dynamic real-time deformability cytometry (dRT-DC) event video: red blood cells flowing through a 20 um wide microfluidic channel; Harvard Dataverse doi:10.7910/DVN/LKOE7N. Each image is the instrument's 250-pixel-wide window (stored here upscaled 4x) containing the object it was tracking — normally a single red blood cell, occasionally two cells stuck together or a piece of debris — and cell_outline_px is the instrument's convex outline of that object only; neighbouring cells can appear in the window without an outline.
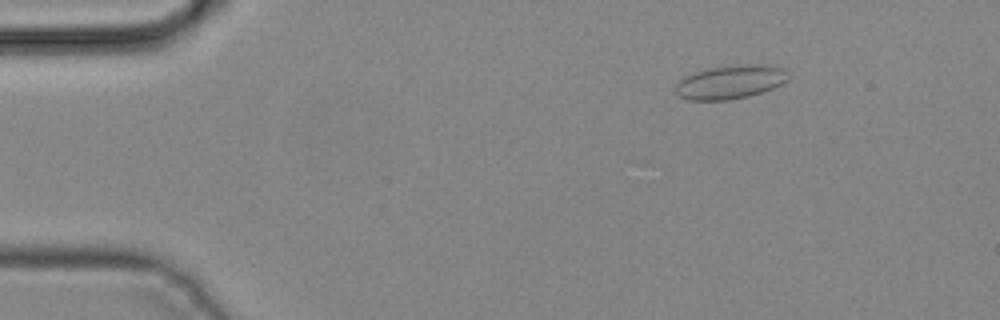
{"species": "common noctule bat (a hibernating species)", "species_latin": "Nyctalus noctula", "temperature_condition": "cold", "stored_images_in_passage": 12, "camera_frame_rate_fps": 3000, "um_per_image_px": 0.085, "animal": {"sex": "male", "body_mass_g": 19.2, "forearm_length_mm": 51.8}, "frame": {"image": 1, "passage_image": 1, "time_ms": 0.0, "image_size_px": [1000, 320], "cell_outline_px": [[788, 80], [772, 88], [748, 96], [728, 100], [688, 100], [680, 96], [676, 92], [676, 84], [684, 76], [708, 68], [748, 64], [776, 64], [784, 68], [788, 72]], "centroid_in_image_um": [62.12, 6.95], "position_along_channel_um": 22.9, "area_um2": 22.14}}
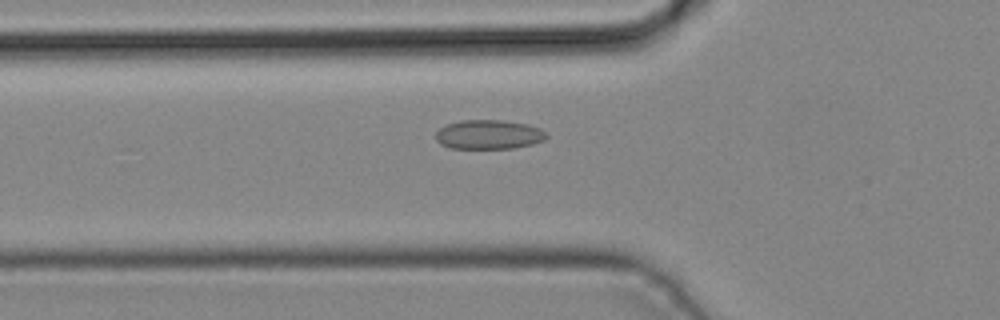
{"frame": {"image": 2, "passage_image": 10, "time_ms": 3.0, "image_size_px": [1000, 320], "cell_outline_px": [[548, 136], [544, 140], [532, 144], [512, 148], [448, 148], [440, 144], [436, 140], [436, 132], [440, 128], [448, 124], [460, 120], [504, 120], [528, 124], [540, 128]], "centroid_in_image_um": [41.54, 11.43], "position_along_channel_um": 84.3, "area_um2": 18.9}}